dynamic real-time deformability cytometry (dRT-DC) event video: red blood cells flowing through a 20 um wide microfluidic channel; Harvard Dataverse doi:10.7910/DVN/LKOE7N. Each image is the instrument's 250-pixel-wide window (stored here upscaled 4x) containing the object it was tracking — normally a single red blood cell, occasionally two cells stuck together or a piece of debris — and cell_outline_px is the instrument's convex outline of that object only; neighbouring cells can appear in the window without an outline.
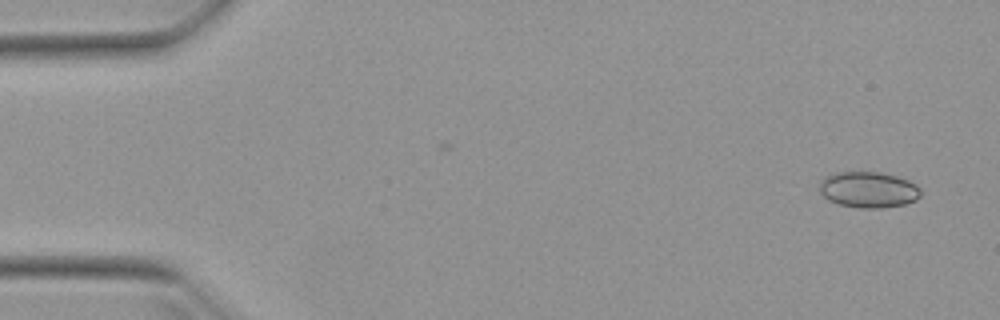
{"species": "Egyptian fruit bat (a non-hibernating species)", "species_latin": "Rousettus aegyptiacus", "temperature_condition": "warm", "stored_images_in_passage": 29, "camera_frame_rate_fps": 3000, "um_per_image_px": 0.085, "animal": {"sex": "female"}, "frame": {"image": 1, "passage_image": 1, "time_ms": 0.0, "image_size_px": [1000, 320], "cell_outline_px": [[920, 196], [916, 200], [904, 204], [884, 208], [860, 208], [840, 204], [828, 200], [820, 192], [820, 180], [824, 176], [836, 172], [880, 172], [896, 176], [908, 180], [916, 184], [920, 188]], "centroid_in_image_um": [73.81, 16.12], "position_along_channel_um": 11.2, "area_um2": 21.33}}
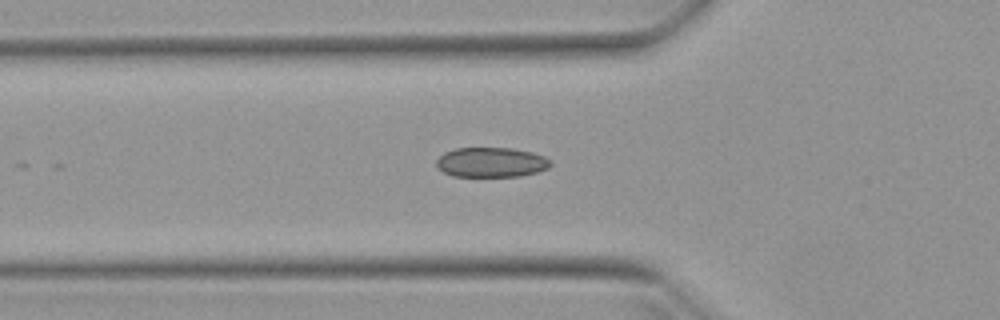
{"frame": {"image": 2, "passage_image": 16, "time_ms": 5.0, "image_size_px": [1000, 320], "cell_outline_px": [[552, 164], [548, 168], [536, 172], [520, 176], [452, 176], [444, 172], [436, 164], [436, 160], [444, 152], [456, 148], [512, 148], [532, 152], [544, 156], [552, 160]], "centroid_in_image_um": [41.78, 13.79], "position_along_channel_um": 84.0, "area_um2": 19.83}}
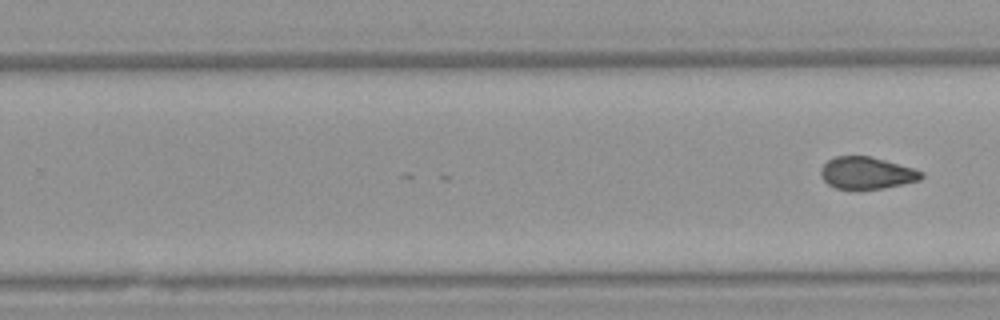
{"frame": {"image": 3, "passage_image": 29, "time_ms": 9.333, "image_size_px": [1000, 320], "cell_outline_px": [[924, 176], [920, 180], [904, 184], [880, 188], [836, 188], [828, 184], [820, 176], [820, 168], [828, 160], [836, 156], [868, 156], [884, 160], [912, 168], [924, 172]], "centroid_in_image_um": [73.66, 14.69], "position_along_channel_um": 256.1, "area_um2": 18.5}}